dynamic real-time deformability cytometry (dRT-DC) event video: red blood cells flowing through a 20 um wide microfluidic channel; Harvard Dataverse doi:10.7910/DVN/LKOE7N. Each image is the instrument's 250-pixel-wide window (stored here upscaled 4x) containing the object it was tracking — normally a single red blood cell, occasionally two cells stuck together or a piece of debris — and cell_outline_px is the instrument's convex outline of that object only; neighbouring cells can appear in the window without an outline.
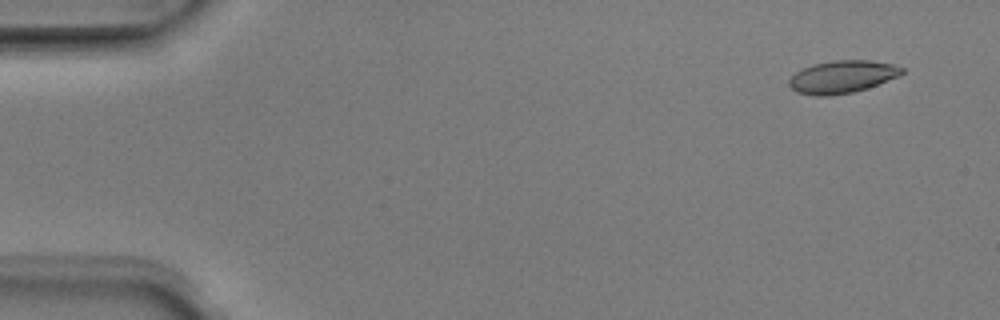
{"species": "Egyptian fruit bat (a non-hibernating species)", "species_latin": "Rousettus aegyptiacus", "temperature_condition": "room temperature", "stored_images_in_passage": 4, "camera_frame_rate_fps": 3000, "um_per_image_px": 0.085, "animal": {"sex": "male"}, "frame": {"image": 1, "passage_image": 1, "time_ms": 0.0, "image_size_px": [1000, 320], "cell_outline_px": [[904, 72], [900, 76], [852, 92], [828, 96], [816, 96], [796, 92], [788, 84], [788, 80], [796, 72], [812, 64], [836, 60], [872, 60], [892, 64], [904, 68]], "centroid_in_image_um": [71.58, 6.52], "position_along_channel_um": 13.4, "area_um2": 21.27}}
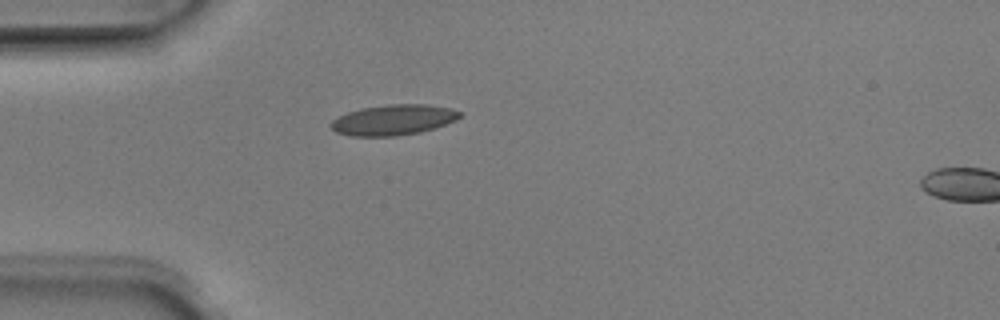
{"frame": {"image": 2, "passage_image": 3, "time_ms": 0.667, "image_size_px": [1000, 320], "cell_outline_px": [[464, 112], [456, 120], [420, 132], [396, 136], [352, 136], [336, 132], [328, 124], [332, 120], [348, 112], [360, 108], [388, 104], [428, 104], [452, 108]], "centroid_in_image_um": [33.44, 10.18], "position_along_channel_um": 51.6, "area_um2": 22.95}}